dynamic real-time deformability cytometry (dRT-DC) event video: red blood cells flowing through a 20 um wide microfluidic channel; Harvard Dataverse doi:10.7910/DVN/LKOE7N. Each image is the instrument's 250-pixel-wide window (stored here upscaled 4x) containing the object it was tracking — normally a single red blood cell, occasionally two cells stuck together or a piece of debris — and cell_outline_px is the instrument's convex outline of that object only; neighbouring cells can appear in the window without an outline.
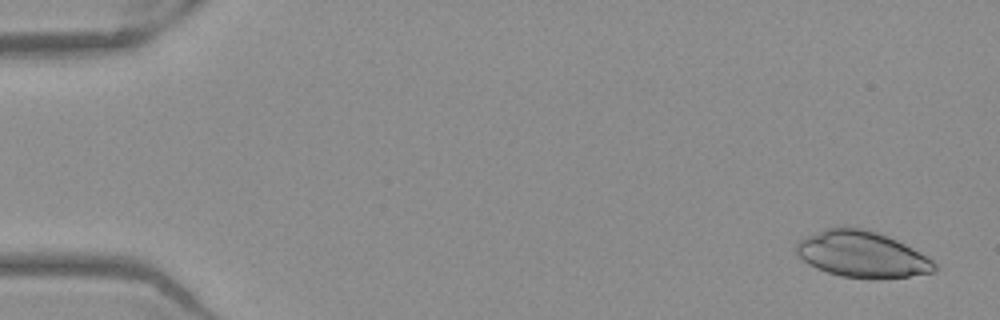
{"species": "Egyptian fruit bat (a non-hibernating species)", "species_latin": "Rousettus aegyptiacus", "temperature_condition": "warm", "stored_images_in_passage": 53, "camera_frame_rate_fps": 3000, "um_per_image_px": 0.085, "frame": {"image": 1, "passage_image": 3, "time_ms": 0.667, "image_size_px": [1000, 320], "cell_outline_px": [[936, 272], [908, 276], [840, 276], [816, 268], [808, 264], [796, 252], [796, 244], [800, 240], [824, 228], [864, 228], [876, 232], [896, 240], [912, 248], [932, 260], [936, 264]], "centroid_in_image_um": [73.25, 21.59], "position_along_channel_um": 11.8, "area_um2": 35.95}}
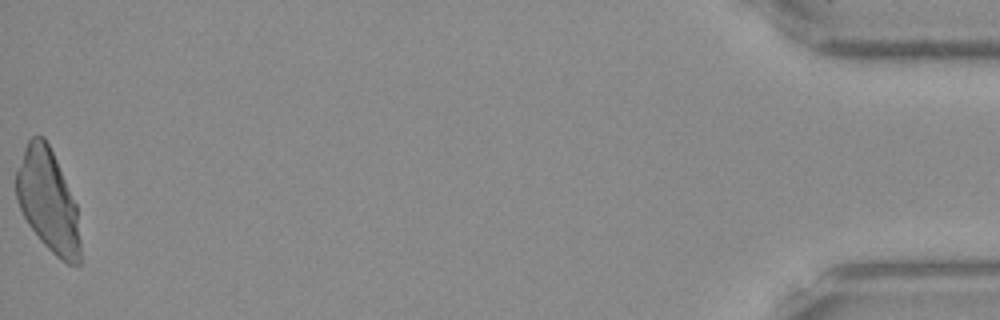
{"frame": {"image": 2, "passage_image": 53, "time_ms": 17.333, "image_size_px": [1000, 320], "cell_outline_px": [[80, 264], [68, 264], [60, 260], [40, 240], [28, 224], [16, 200], [16, 172], [24, 148], [28, 140], [32, 136], [44, 136], [56, 160], [76, 204], [80, 240]], "centroid_in_image_um": [4.07, 17.08], "position_along_channel_um": 431.1, "area_um2": 37.92}}